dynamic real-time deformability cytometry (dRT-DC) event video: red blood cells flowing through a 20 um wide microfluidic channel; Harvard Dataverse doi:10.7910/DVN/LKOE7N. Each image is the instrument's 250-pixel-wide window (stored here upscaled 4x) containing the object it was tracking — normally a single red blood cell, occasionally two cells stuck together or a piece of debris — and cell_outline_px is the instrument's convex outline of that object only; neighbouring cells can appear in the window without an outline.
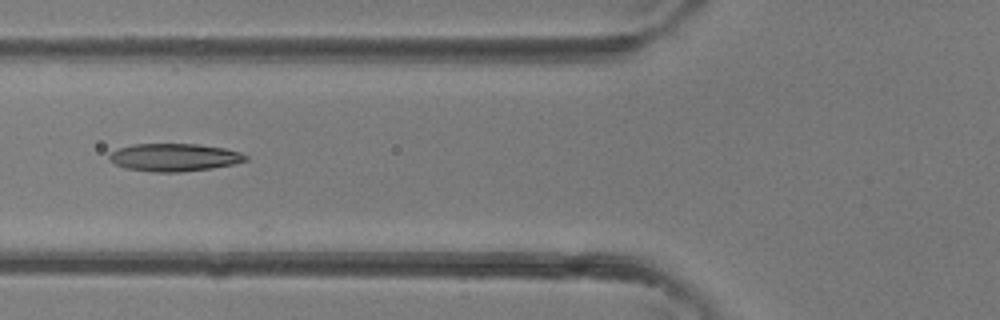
{"species": "common noctule bat (a hibernating species)", "species_latin": "Nyctalus noctula", "temperature_condition": "room temperature", "stored_images_in_passage": 4, "camera_frame_rate_fps": 3000, "um_per_image_px": 0.085, "animal": {"sex": "female"}, "frame": {"image": 1, "passage_image": 4, "time_ms": 1.0, "image_size_px": [1000, 320], "cell_outline_px": [[248, 160], [232, 164], [212, 168], [180, 172], [152, 172], [124, 168], [108, 160], [108, 156], [112, 152], [120, 148], [132, 144], [200, 144], [224, 148], [240, 152], [248, 156]], "centroid_in_image_um": [14.81, 13.38], "position_along_channel_um": 111.0, "area_um2": 22.08}}